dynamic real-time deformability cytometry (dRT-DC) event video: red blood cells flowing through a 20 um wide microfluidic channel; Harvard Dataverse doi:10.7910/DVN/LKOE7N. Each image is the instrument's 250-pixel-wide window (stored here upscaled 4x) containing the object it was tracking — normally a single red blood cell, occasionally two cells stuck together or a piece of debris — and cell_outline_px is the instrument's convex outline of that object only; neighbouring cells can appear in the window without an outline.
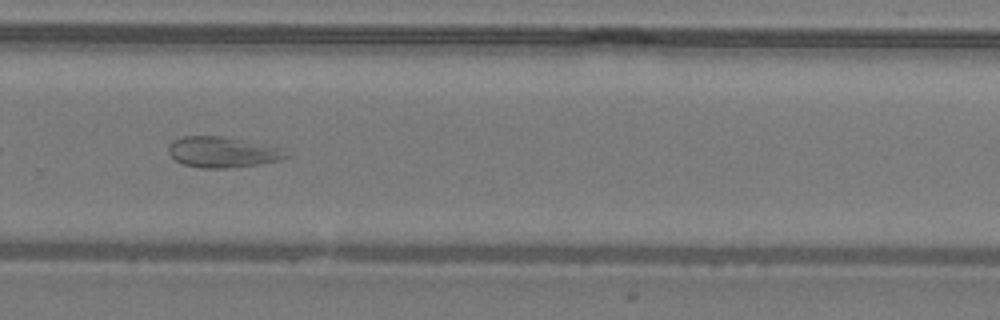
{"species": "common noctule bat (a hibernating species)", "species_latin": "Nyctalus noctula", "temperature_condition": "warm", "stored_images_in_passage": 29, "camera_frame_rate_fps": 3000, "um_per_image_px": 0.085, "animal": {"sex": "male", "body_mass_g": 19.2, "forearm_length_mm": 51.8}, "frame": {"image": 1, "passage_image": 17, "time_ms": 5.333, "image_size_px": [1000, 320], "cell_outline_px": [[292, 156], [280, 160], [260, 164], [228, 168], [200, 168], [184, 164], [176, 160], [168, 152], [168, 144], [172, 140], [184, 136], [224, 136], [284, 148], [292, 152]], "centroid_in_image_um": [18.99, 12.92], "position_along_channel_um": 310.8, "area_um2": 21.44}}